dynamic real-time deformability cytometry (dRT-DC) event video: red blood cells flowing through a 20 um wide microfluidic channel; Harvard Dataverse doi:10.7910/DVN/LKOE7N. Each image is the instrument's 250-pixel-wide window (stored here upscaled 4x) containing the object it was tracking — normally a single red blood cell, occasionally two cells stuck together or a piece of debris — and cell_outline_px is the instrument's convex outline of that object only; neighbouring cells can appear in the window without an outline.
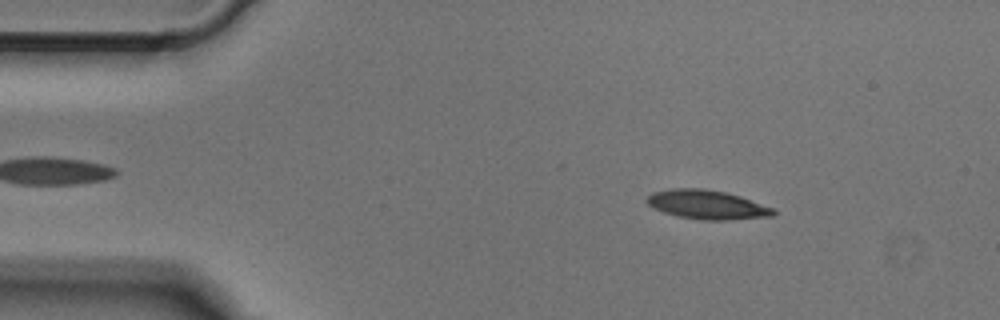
{"species": "Egyptian fruit bat (a non-hibernating species)", "species_latin": "Rousettus aegyptiacus", "temperature_condition": "cold", "stored_images_in_passage": 41, "camera_frame_rate_fps": 3000, "um_per_image_px": 0.085, "animal": {"sex": "male"}, "frame": {"image": 1, "passage_image": 6, "time_ms": 1.667, "image_size_px": [1000, 320], "cell_outline_px": [[776, 212], [772, 216], [732, 220], [700, 220], [680, 216], [664, 212], [652, 208], [644, 200], [652, 192], [672, 188], [704, 188], [724, 192], [740, 196], [776, 208]], "centroid_in_image_um": [60.11, 17.39], "position_along_channel_um": 24.9, "area_um2": 21.62}}
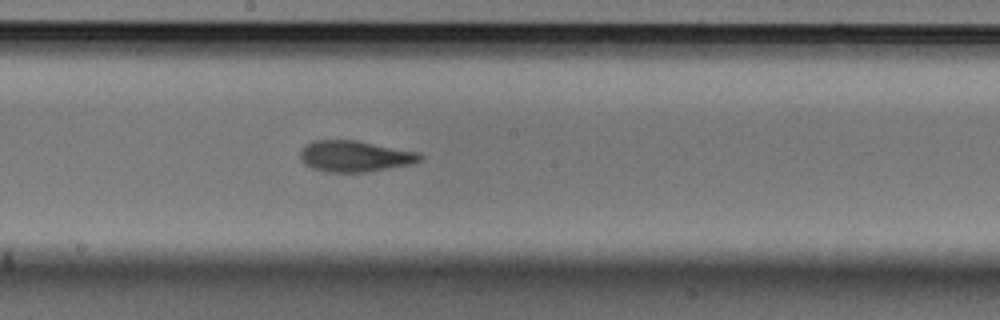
{"frame": {"image": 2, "passage_image": 25, "time_ms": 8.0, "image_size_px": [1000, 320], "cell_outline_px": [[424, 156], [420, 160], [412, 164], [368, 172], [328, 172], [312, 168], [304, 164], [300, 160], [300, 148], [304, 144], [312, 140], [356, 140], [420, 152]], "centroid_in_image_um": [30.14, 13.27], "position_along_channel_um": 218.1, "area_um2": 22.08}}
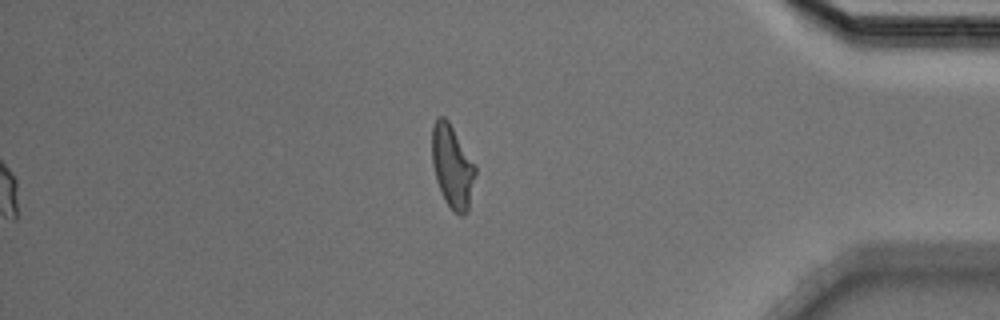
{"frame": {"image": 3, "passage_image": 41, "time_ms": 13.333, "image_size_px": [1000, 320], "cell_outline_px": [[476, 172], [468, 212], [464, 216], [460, 216], [452, 212], [444, 200], [436, 180], [432, 164], [432, 128], [436, 120], [440, 116], [444, 116], [448, 120], [476, 164]], "centroid_in_image_um": [38.46, 14.2], "position_along_channel_um": 396.7, "area_um2": 21.27}}